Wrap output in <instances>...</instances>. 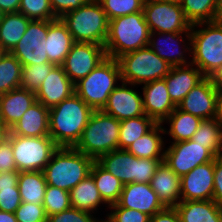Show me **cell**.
Segmentation results:
<instances>
[{
	"instance_id": "cell-1",
	"label": "cell",
	"mask_w": 222,
	"mask_h": 222,
	"mask_svg": "<svg viewBox=\"0 0 222 222\" xmlns=\"http://www.w3.org/2000/svg\"><path fill=\"white\" fill-rule=\"evenodd\" d=\"M93 112L74 93L49 109V136L58 147H75Z\"/></svg>"
},
{
	"instance_id": "cell-2",
	"label": "cell",
	"mask_w": 222,
	"mask_h": 222,
	"mask_svg": "<svg viewBox=\"0 0 222 222\" xmlns=\"http://www.w3.org/2000/svg\"><path fill=\"white\" fill-rule=\"evenodd\" d=\"M150 30L143 12L109 20L108 35L105 42L107 57L118 59L120 56L147 47Z\"/></svg>"
},
{
	"instance_id": "cell-3",
	"label": "cell",
	"mask_w": 222,
	"mask_h": 222,
	"mask_svg": "<svg viewBox=\"0 0 222 222\" xmlns=\"http://www.w3.org/2000/svg\"><path fill=\"white\" fill-rule=\"evenodd\" d=\"M95 160L74 147H59L46 164L43 173L47 185L70 191L90 175Z\"/></svg>"
},
{
	"instance_id": "cell-4",
	"label": "cell",
	"mask_w": 222,
	"mask_h": 222,
	"mask_svg": "<svg viewBox=\"0 0 222 222\" xmlns=\"http://www.w3.org/2000/svg\"><path fill=\"white\" fill-rule=\"evenodd\" d=\"M190 34L191 64L204 77H211L222 66V25L217 21L195 23Z\"/></svg>"
},
{
	"instance_id": "cell-5",
	"label": "cell",
	"mask_w": 222,
	"mask_h": 222,
	"mask_svg": "<svg viewBox=\"0 0 222 222\" xmlns=\"http://www.w3.org/2000/svg\"><path fill=\"white\" fill-rule=\"evenodd\" d=\"M75 42L105 46L109 20L98 0H91L61 18Z\"/></svg>"
},
{
	"instance_id": "cell-6",
	"label": "cell",
	"mask_w": 222,
	"mask_h": 222,
	"mask_svg": "<svg viewBox=\"0 0 222 222\" xmlns=\"http://www.w3.org/2000/svg\"><path fill=\"white\" fill-rule=\"evenodd\" d=\"M119 130V120L102 110H94L74 148L96 161L100 156L118 149Z\"/></svg>"
},
{
	"instance_id": "cell-7",
	"label": "cell",
	"mask_w": 222,
	"mask_h": 222,
	"mask_svg": "<svg viewBox=\"0 0 222 222\" xmlns=\"http://www.w3.org/2000/svg\"><path fill=\"white\" fill-rule=\"evenodd\" d=\"M119 81L122 79L118 60L106 57L88 76L75 83V93L93 110H102Z\"/></svg>"
},
{
	"instance_id": "cell-8",
	"label": "cell",
	"mask_w": 222,
	"mask_h": 222,
	"mask_svg": "<svg viewBox=\"0 0 222 222\" xmlns=\"http://www.w3.org/2000/svg\"><path fill=\"white\" fill-rule=\"evenodd\" d=\"M161 161L164 159L137 158L126 149H116L96 160L123 184L150 183Z\"/></svg>"
},
{
	"instance_id": "cell-9",
	"label": "cell",
	"mask_w": 222,
	"mask_h": 222,
	"mask_svg": "<svg viewBox=\"0 0 222 222\" xmlns=\"http://www.w3.org/2000/svg\"><path fill=\"white\" fill-rule=\"evenodd\" d=\"M117 60L122 81L133 85L164 79L171 69L149 46L124 54Z\"/></svg>"
},
{
	"instance_id": "cell-10",
	"label": "cell",
	"mask_w": 222,
	"mask_h": 222,
	"mask_svg": "<svg viewBox=\"0 0 222 222\" xmlns=\"http://www.w3.org/2000/svg\"><path fill=\"white\" fill-rule=\"evenodd\" d=\"M18 172L43 171L59 148L50 136L25 137L9 133Z\"/></svg>"
},
{
	"instance_id": "cell-11",
	"label": "cell",
	"mask_w": 222,
	"mask_h": 222,
	"mask_svg": "<svg viewBox=\"0 0 222 222\" xmlns=\"http://www.w3.org/2000/svg\"><path fill=\"white\" fill-rule=\"evenodd\" d=\"M143 13L150 32H191V24L185 18L180 3L162 0H145Z\"/></svg>"
},
{
	"instance_id": "cell-12",
	"label": "cell",
	"mask_w": 222,
	"mask_h": 222,
	"mask_svg": "<svg viewBox=\"0 0 222 222\" xmlns=\"http://www.w3.org/2000/svg\"><path fill=\"white\" fill-rule=\"evenodd\" d=\"M47 32L48 21L31 20L23 37L10 53L15 56L22 66L40 65L49 62L45 49Z\"/></svg>"
},
{
	"instance_id": "cell-13",
	"label": "cell",
	"mask_w": 222,
	"mask_h": 222,
	"mask_svg": "<svg viewBox=\"0 0 222 222\" xmlns=\"http://www.w3.org/2000/svg\"><path fill=\"white\" fill-rule=\"evenodd\" d=\"M216 157L202 145L190 140L171 143L165 149V163L181 178L198 165L215 160Z\"/></svg>"
},
{
	"instance_id": "cell-14",
	"label": "cell",
	"mask_w": 222,
	"mask_h": 222,
	"mask_svg": "<svg viewBox=\"0 0 222 222\" xmlns=\"http://www.w3.org/2000/svg\"><path fill=\"white\" fill-rule=\"evenodd\" d=\"M148 46L160 58L164 59L171 67L186 66L191 64V58H190L191 56H189L192 54L190 32H179V33L150 32ZM187 56H189V58ZM187 58L190 60L188 61Z\"/></svg>"
},
{
	"instance_id": "cell-15",
	"label": "cell",
	"mask_w": 222,
	"mask_h": 222,
	"mask_svg": "<svg viewBox=\"0 0 222 222\" xmlns=\"http://www.w3.org/2000/svg\"><path fill=\"white\" fill-rule=\"evenodd\" d=\"M106 57L104 46L75 42L61 66L75 84L80 79L88 76Z\"/></svg>"
},
{
	"instance_id": "cell-16",
	"label": "cell",
	"mask_w": 222,
	"mask_h": 222,
	"mask_svg": "<svg viewBox=\"0 0 222 222\" xmlns=\"http://www.w3.org/2000/svg\"><path fill=\"white\" fill-rule=\"evenodd\" d=\"M133 86L136 85L121 81V86L118 84L112 91L102 111L119 121L145 115L142 94Z\"/></svg>"
},
{
	"instance_id": "cell-17",
	"label": "cell",
	"mask_w": 222,
	"mask_h": 222,
	"mask_svg": "<svg viewBox=\"0 0 222 222\" xmlns=\"http://www.w3.org/2000/svg\"><path fill=\"white\" fill-rule=\"evenodd\" d=\"M181 200H212L214 192V160L198 165L181 177Z\"/></svg>"
},
{
	"instance_id": "cell-18",
	"label": "cell",
	"mask_w": 222,
	"mask_h": 222,
	"mask_svg": "<svg viewBox=\"0 0 222 222\" xmlns=\"http://www.w3.org/2000/svg\"><path fill=\"white\" fill-rule=\"evenodd\" d=\"M216 93L217 89L211 77H204L191 89L177 107L202 120L213 119L215 116Z\"/></svg>"
},
{
	"instance_id": "cell-19",
	"label": "cell",
	"mask_w": 222,
	"mask_h": 222,
	"mask_svg": "<svg viewBox=\"0 0 222 222\" xmlns=\"http://www.w3.org/2000/svg\"><path fill=\"white\" fill-rule=\"evenodd\" d=\"M118 204L123 208L139 210L150 217L165 208L150 183L124 184Z\"/></svg>"
},
{
	"instance_id": "cell-20",
	"label": "cell",
	"mask_w": 222,
	"mask_h": 222,
	"mask_svg": "<svg viewBox=\"0 0 222 222\" xmlns=\"http://www.w3.org/2000/svg\"><path fill=\"white\" fill-rule=\"evenodd\" d=\"M75 93V84L64 72L61 65H55L35 93L37 101L51 108Z\"/></svg>"
},
{
	"instance_id": "cell-21",
	"label": "cell",
	"mask_w": 222,
	"mask_h": 222,
	"mask_svg": "<svg viewBox=\"0 0 222 222\" xmlns=\"http://www.w3.org/2000/svg\"><path fill=\"white\" fill-rule=\"evenodd\" d=\"M142 87L145 115L162 123L176 108L169 97L165 79L145 83Z\"/></svg>"
},
{
	"instance_id": "cell-22",
	"label": "cell",
	"mask_w": 222,
	"mask_h": 222,
	"mask_svg": "<svg viewBox=\"0 0 222 222\" xmlns=\"http://www.w3.org/2000/svg\"><path fill=\"white\" fill-rule=\"evenodd\" d=\"M203 78L201 71L193 64L172 66L164 79L173 104L177 107Z\"/></svg>"
},
{
	"instance_id": "cell-23",
	"label": "cell",
	"mask_w": 222,
	"mask_h": 222,
	"mask_svg": "<svg viewBox=\"0 0 222 222\" xmlns=\"http://www.w3.org/2000/svg\"><path fill=\"white\" fill-rule=\"evenodd\" d=\"M10 132L25 137L49 136V108L36 101L10 128Z\"/></svg>"
},
{
	"instance_id": "cell-24",
	"label": "cell",
	"mask_w": 222,
	"mask_h": 222,
	"mask_svg": "<svg viewBox=\"0 0 222 222\" xmlns=\"http://www.w3.org/2000/svg\"><path fill=\"white\" fill-rule=\"evenodd\" d=\"M180 180L165 161L157 166L150 185L165 207H175L181 201Z\"/></svg>"
},
{
	"instance_id": "cell-25",
	"label": "cell",
	"mask_w": 222,
	"mask_h": 222,
	"mask_svg": "<svg viewBox=\"0 0 222 222\" xmlns=\"http://www.w3.org/2000/svg\"><path fill=\"white\" fill-rule=\"evenodd\" d=\"M36 101L35 92L22 88L0 94V120L10 129Z\"/></svg>"
},
{
	"instance_id": "cell-26",
	"label": "cell",
	"mask_w": 222,
	"mask_h": 222,
	"mask_svg": "<svg viewBox=\"0 0 222 222\" xmlns=\"http://www.w3.org/2000/svg\"><path fill=\"white\" fill-rule=\"evenodd\" d=\"M45 41L49 62L55 65L64 63L67 54L75 43L71 33L60 18L48 20V32Z\"/></svg>"
},
{
	"instance_id": "cell-27",
	"label": "cell",
	"mask_w": 222,
	"mask_h": 222,
	"mask_svg": "<svg viewBox=\"0 0 222 222\" xmlns=\"http://www.w3.org/2000/svg\"><path fill=\"white\" fill-rule=\"evenodd\" d=\"M175 209L180 222H222V209L213 200H181Z\"/></svg>"
},
{
	"instance_id": "cell-28",
	"label": "cell",
	"mask_w": 222,
	"mask_h": 222,
	"mask_svg": "<svg viewBox=\"0 0 222 222\" xmlns=\"http://www.w3.org/2000/svg\"><path fill=\"white\" fill-rule=\"evenodd\" d=\"M164 129L156 123L147 133L130 144L126 150L137 158L164 159ZM164 149V150H163Z\"/></svg>"
},
{
	"instance_id": "cell-29",
	"label": "cell",
	"mask_w": 222,
	"mask_h": 222,
	"mask_svg": "<svg viewBox=\"0 0 222 222\" xmlns=\"http://www.w3.org/2000/svg\"><path fill=\"white\" fill-rule=\"evenodd\" d=\"M168 123L169 130L163 126L164 133L172 138L173 142L190 140L197 131L202 119L180 110L178 107L162 122Z\"/></svg>"
},
{
	"instance_id": "cell-30",
	"label": "cell",
	"mask_w": 222,
	"mask_h": 222,
	"mask_svg": "<svg viewBox=\"0 0 222 222\" xmlns=\"http://www.w3.org/2000/svg\"><path fill=\"white\" fill-rule=\"evenodd\" d=\"M69 194L72 208L89 212L91 214L96 213L101 204H106L103 201L91 175H88L85 179L73 187L69 191Z\"/></svg>"
},
{
	"instance_id": "cell-31",
	"label": "cell",
	"mask_w": 222,
	"mask_h": 222,
	"mask_svg": "<svg viewBox=\"0 0 222 222\" xmlns=\"http://www.w3.org/2000/svg\"><path fill=\"white\" fill-rule=\"evenodd\" d=\"M30 21L20 12L3 14L0 20V43L6 52L18 44Z\"/></svg>"
},
{
	"instance_id": "cell-32",
	"label": "cell",
	"mask_w": 222,
	"mask_h": 222,
	"mask_svg": "<svg viewBox=\"0 0 222 222\" xmlns=\"http://www.w3.org/2000/svg\"><path fill=\"white\" fill-rule=\"evenodd\" d=\"M90 175L96 184L97 189L106 203V207L117 204L124 184L110 172L102 168L96 161L92 164Z\"/></svg>"
},
{
	"instance_id": "cell-33",
	"label": "cell",
	"mask_w": 222,
	"mask_h": 222,
	"mask_svg": "<svg viewBox=\"0 0 222 222\" xmlns=\"http://www.w3.org/2000/svg\"><path fill=\"white\" fill-rule=\"evenodd\" d=\"M46 187L43 171L19 172L18 188L22 202L42 205Z\"/></svg>"
},
{
	"instance_id": "cell-34",
	"label": "cell",
	"mask_w": 222,
	"mask_h": 222,
	"mask_svg": "<svg viewBox=\"0 0 222 222\" xmlns=\"http://www.w3.org/2000/svg\"><path fill=\"white\" fill-rule=\"evenodd\" d=\"M191 140L208 149L216 158L222 156V127L215 118L202 120Z\"/></svg>"
},
{
	"instance_id": "cell-35",
	"label": "cell",
	"mask_w": 222,
	"mask_h": 222,
	"mask_svg": "<svg viewBox=\"0 0 222 222\" xmlns=\"http://www.w3.org/2000/svg\"><path fill=\"white\" fill-rule=\"evenodd\" d=\"M180 6L190 24L216 21L219 0H182Z\"/></svg>"
},
{
	"instance_id": "cell-36",
	"label": "cell",
	"mask_w": 222,
	"mask_h": 222,
	"mask_svg": "<svg viewBox=\"0 0 222 222\" xmlns=\"http://www.w3.org/2000/svg\"><path fill=\"white\" fill-rule=\"evenodd\" d=\"M155 124L156 122L147 115L121 120L118 149H126L147 133Z\"/></svg>"
},
{
	"instance_id": "cell-37",
	"label": "cell",
	"mask_w": 222,
	"mask_h": 222,
	"mask_svg": "<svg viewBox=\"0 0 222 222\" xmlns=\"http://www.w3.org/2000/svg\"><path fill=\"white\" fill-rule=\"evenodd\" d=\"M18 171L0 173V211L15 213L22 203L18 188Z\"/></svg>"
},
{
	"instance_id": "cell-38",
	"label": "cell",
	"mask_w": 222,
	"mask_h": 222,
	"mask_svg": "<svg viewBox=\"0 0 222 222\" xmlns=\"http://www.w3.org/2000/svg\"><path fill=\"white\" fill-rule=\"evenodd\" d=\"M22 64L10 52L0 59V94L20 88Z\"/></svg>"
},
{
	"instance_id": "cell-39",
	"label": "cell",
	"mask_w": 222,
	"mask_h": 222,
	"mask_svg": "<svg viewBox=\"0 0 222 222\" xmlns=\"http://www.w3.org/2000/svg\"><path fill=\"white\" fill-rule=\"evenodd\" d=\"M54 66L52 62L23 66L20 88L36 93Z\"/></svg>"
},
{
	"instance_id": "cell-40",
	"label": "cell",
	"mask_w": 222,
	"mask_h": 222,
	"mask_svg": "<svg viewBox=\"0 0 222 222\" xmlns=\"http://www.w3.org/2000/svg\"><path fill=\"white\" fill-rule=\"evenodd\" d=\"M42 205L45 208L47 216L70 209L71 203L69 191L47 185Z\"/></svg>"
},
{
	"instance_id": "cell-41",
	"label": "cell",
	"mask_w": 222,
	"mask_h": 222,
	"mask_svg": "<svg viewBox=\"0 0 222 222\" xmlns=\"http://www.w3.org/2000/svg\"><path fill=\"white\" fill-rule=\"evenodd\" d=\"M108 20L129 15L136 12H143L145 0H98Z\"/></svg>"
},
{
	"instance_id": "cell-42",
	"label": "cell",
	"mask_w": 222,
	"mask_h": 222,
	"mask_svg": "<svg viewBox=\"0 0 222 222\" xmlns=\"http://www.w3.org/2000/svg\"><path fill=\"white\" fill-rule=\"evenodd\" d=\"M31 20L58 19L50 5L49 0H20L19 11Z\"/></svg>"
},
{
	"instance_id": "cell-43",
	"label": "cell",
	"mask_w": 222,
	"mask_h": 222,
	"mask_svg": "<svg viewBox=\"0 0 222 222\" xmlns=\"http://www.w3.org/2000/svg\"><path fill=\"white\" fill-rule=\"evenodd\" d=\"M18 222H47V214L43 205L22 202L15 211Z\"/></svg>"
},
{
	"instance_id": "cell-44",
	"label": "cell",
	"mask_w": 222,
	"mask_h": 222,
	"mask_svg": "<svg viewBox=\"0 0 222 222\" xmlns=\"http://www.w3.org/2000/svg\"><path fill=\"white\" fill-rule=\"evenodd\" d=\"M107 215L113 222H150V216L139 210L121 207L118 203L108 207Z\"/></svg>"
},
{
	"instance_id": "cell-45",
	"label": "cell",
	"mask_w": 222,
	"mask_h": 222,
	"mask_svg": "<svg viewBox=\"0 0 222 222\" xmlns=\"http://www.w3.org/2000/svg\"><path fill=\"white\" fill-rule=\"evenodd\" d=\"M96 219L89 212L71 207L68 210L48 216L47 222H95Z\"/></svg>"
},
{
	"instance_id": "cell-46",
	"label": "cell",
	"mask_w": 222,
	"mask_h": 222,
	"mask_svg": "<svg viewBox=\"0 0 222 222\" xmlns=\"http://www.w3.org/2000/svg\"><path fill=\"white\" fill-rule=\"evenodd\" d=\"M51 8L57 18H61L64 14L80 8L91 0H49Z\"/></svg>"
},
{
	"instance_id": "cell-47",
	"label": "cell",
	"mask_w": 222,
	"mask_h": 222,
	"mask_svg": "<svg viewBox=\"0 0 222 222\" xmlns=\"http://www.w3.org/2000/svg\"><path fill=\"white\" fill-rule=\"evenodd\" d=\"M10 171H17V167L13 156L12 143L7 139L0 146V173Z\"/></svg>"
},
{
	"instance_id": "cell-48",
	"label": "cell",
	"mask_w": 222,
	"mask_h": 222,
	"mask_svg": "<svg viewBox=\"0 0 222 222\" xmlns=\"http://www.w3.org/2000/svg\"><path fill=\"white\" fill-rule=\"evenodd\" d=\"M212 200L222 209V156L214 160V192Z\"/></svg>"
},
{
	"instance_id": "cell-49",
	"label": "cell",
	"mask_w": 222,
	"mask_h": 222,
	"mask_svg": "<svg viewBox=\"0 0 222 222\" xmlns=\"http://www.w3.org/2000/svg\"><path fill=\"white\" fill-rule=\"evenodd\" d=\"M150 222H180V218L175 207H165L150 217Z\"/></svg>"
},
{
	"instance_id": "cell-50",
	"label": "cell",
	"mask_w": 222,
	"mask_h": 222,
	"mask_svg": "<svg viewBox=\"0 0 222 222\" xmlns=\"http://www.w3.org/2000/svg\"><path fill=\"white\" fill-rule=\"evenodd\" d=\"M20 0H0V9L6 13H15L19 11Z\"/></svg>"
},
{
	"instance_id": "cell-51",
	"label": "cell",
	"mask_w": 222,
	"mask_h": 222,
	"mask_svg": "<svg viewBox=\"0 0 222 222\" xmlns=\"http://www.w3.org/2000/svg\"><path fill=\"white\" fill-rule=\"evenodd\" d=\"M214 118L222 127V90H217Z\"/></svg>"
},
{
	"instance_id": "cell-52",
	"label": "cell",
	"mask_w": 222,
	"mask_h": 222,
	"mask_svg": "<svg viewBox=\"0 0 222 222\" xmlns=\"http://www.w3.org/2000/svg\"><path fill=\"white\" fill-rule=\"evenodd\" d=\"M213 84L217 90H222V66L211 76Z\"/></svg>"
},
{
	"instance_id": "cell-53",
	"label": "cell",
	"mask_w": 222,
	"mask_h": 222,
	"mask_svg": "<svg viewBox=\"0 0 222 222\" xmlns=\"http://www.w3.org/2000/svg\"><path fill=\"white\" fill-rule=\"evenodd\" d=\"M10 129L0 120V146L8 139Z\"/></svg>"
},
{
	"instance_id": "cell-54",
	"label": "cell",
	"mask_w": 222,
	"mask_h": 222,
	"mask_svg": "<svg viewBox=\"0 0 222 222\" xmlns=\"http://www.w3.org/2000/svg\"><path fill=\"white\" fill-rule=\"evenodd\" d=\"M0 222H18L15 213L0 211Z\"/></svg>"
},
{
	"instance_id": "cell-55",
	"label": "cell",
	"mask_w": 222,
	"mask_h": 222,
	"mask_svg": "<svg viewBox=\"0 0 222 222\" xmlns=\"http://www.w3.org/2000/svg\"><path fill=\"white\" fill-rule=\"evenodd\" d=\"M216 21L222 25V1H219V12Z\"/></svg>"
},
{
	"instance_id": "cell-56",
	"label": "cell",
	"mask_w": 222,
	"mask_h": 222,
	"mask_svg": "<svg viewBox=\"0 0 222 222\" xmlns=\"http://www.w3.org/2000/svg\"><path fill=\"white\" fill-rule=\"evenodd\" d=\"M106 219H98V217H97V219L95 220V222H113L112 220H111V218L106 214V217H105Z\"/></svg>"
},
{
	"instance_id": "cell-57",
	"label": "cell",
	"mask_w": 222,
	"mask_h": 222,
	"mask_svg": "<svg viewBox=\"0 0 222 222\" xmlns=\"http://www.w3.org/2000/svg\"><path fill=\"white\" fill-rule=\"evenodd\" d=\"M5 53H6V51L2 48V45L0 43V59Z\"/></svg>"
},
{
	"instance_id": "cell-58",
	"label": "cell",
	"mask_w": 222,
	"mask_h": 222,
	"mask_svg": "<svg viewBox=\"0 0 222 222\" xmlns=\"http://www.w3.org/2000/svg\"><path fill=\"white\" fill-rule=\"evenodd\" d=\"M162 1H170V2H177V3H180L182 0H162Z\"/></svg>"
},
{
	"instance_id": "cell-59",
	"label": "cell",
	"mask_w": 222,
	"mask_h": 222,
	"mask_svg": "<svg viewBox=\"0 0 222 222\" xmlns=\"http://www.w3.org/2000/svg\"><path fill=\"white\" fill-rule=\"evenodd\" d=\"M3 12L1 11V9H0V20L2 19V17H3Z\"/></svg>"
}]
</instances>
